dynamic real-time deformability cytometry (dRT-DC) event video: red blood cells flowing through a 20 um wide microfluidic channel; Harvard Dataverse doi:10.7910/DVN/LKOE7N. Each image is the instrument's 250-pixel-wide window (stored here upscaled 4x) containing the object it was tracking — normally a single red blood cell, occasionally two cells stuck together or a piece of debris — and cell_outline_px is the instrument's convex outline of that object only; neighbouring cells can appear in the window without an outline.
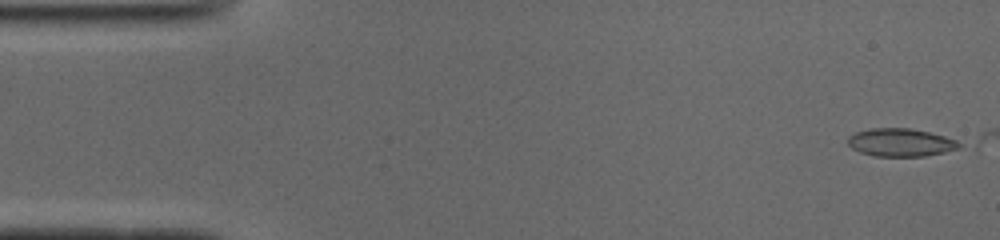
{"species": "common noctule bat (a hibernating species)", "species_latin": "Nyctalus noctula", "temperature_condition": "cold", "stored_images_in_passage": 2, "camera_frame_rate_fps": 3000, "um_per_image_px": 0.085, "animal": {"sex": "male", "body_mass_g": 19.0, "forearm_length_mm": 50.8}, "frame": {"image": 1, "passage_image": 1, "time_ms": 0.0, "image_size_px": [1000, 240], "cell_outline_px": [[964, 144], [956, 148], [944, 152], [924, 156], [872, 156], [860, 152], [852, 148], [848, 144], [848, 136], [856, 132], [872, 128], [908, 128], [928, 132], [944, 136], [956, 140]], "centroid_in_image_um": [76.53, 12.11], "position_along_channel_um": 8.5, "area_um2": 18.03}}